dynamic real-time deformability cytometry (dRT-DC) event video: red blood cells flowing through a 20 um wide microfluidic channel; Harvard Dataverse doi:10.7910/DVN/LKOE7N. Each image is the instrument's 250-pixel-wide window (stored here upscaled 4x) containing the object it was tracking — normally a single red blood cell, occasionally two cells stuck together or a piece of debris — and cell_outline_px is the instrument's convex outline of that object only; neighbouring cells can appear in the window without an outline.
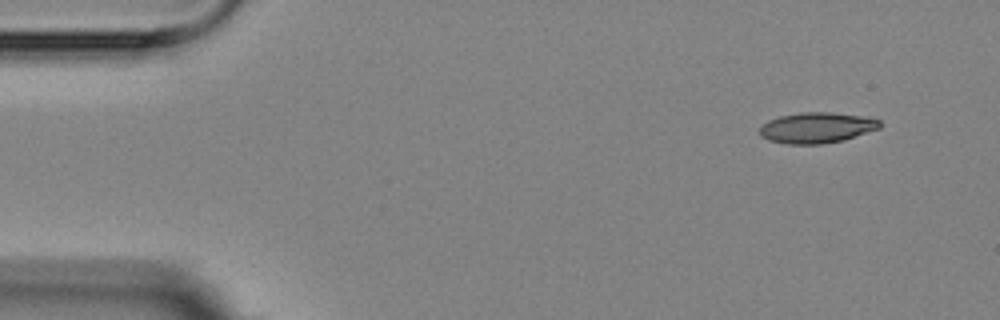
{"species": "Egyptian fruit bat (a non-hibernating species)", "species_latin": "Rousettus aegyptiacus", "temperature_condition": "room temperature", "stored_images_in_passage": 4, "camera_frame_rate_fps": 3000, "um_per_image_px": 0.085, "animal": {"sex": "female"}, "frame": {"image": 1, "passage_image": 1, "time_ms": 0.0, "image_size_px": [1000, 320], "cell_outline_px": [[880, 128], [844, 140], [820, 144], [788, 144], [768, 140], [760, 136], [760, 124], [768, 120], [780, 116], [800, 112], [832, 112], [860, 116], [880, 120]], "centroid_in_image_um": [69.38, 10.85], "position_along_channel_um": 15.6, "area_um2": 21.5}}
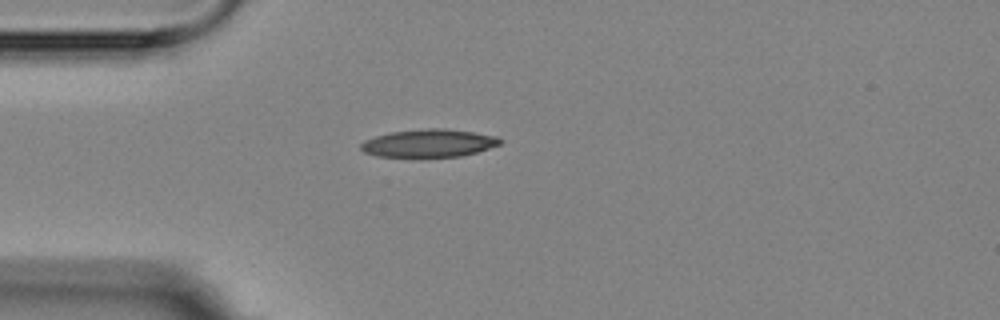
{"frame": {"image": 2, "passage_image": 4, "time_ms": 3.333, "image_size_px": [1000, 320], "cell_outline_px": [[504, 140], [500, 144], [476, 152], [460, 156], [376, 156], [364, 152], [360, 148], [360, 144], [364, 140], [376, 136], [392, 132], [428, 128], [444, 128], [472, 132], [496, 136]], "centroid_in_image_um": [36.45, 12.16], "position_along_channel_um": 48.6, "area_um2": 22.25}}